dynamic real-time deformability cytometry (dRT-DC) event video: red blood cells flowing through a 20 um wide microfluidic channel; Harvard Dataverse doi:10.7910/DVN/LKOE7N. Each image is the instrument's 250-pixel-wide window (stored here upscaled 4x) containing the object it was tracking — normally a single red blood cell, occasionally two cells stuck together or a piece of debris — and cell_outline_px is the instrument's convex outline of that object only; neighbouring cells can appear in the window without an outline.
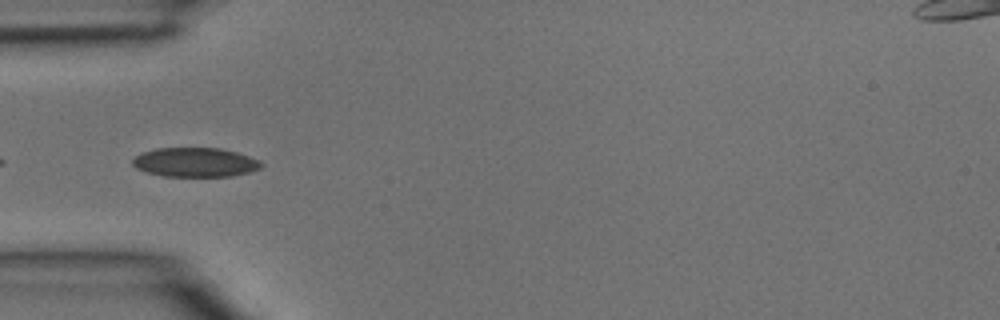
{"species": "common noctule bat (a hibernating species)", "species_latin": "Nyctalus noctula", "temperature_condition": "room temperature", "stored_images_in_passage": 2, "camera_frame_rate_fps": 3000, "um_per_image_px": 0.085, "animal": {"sex": "male", "body_mass_g": 15.6}, "frame": {"image": 1, "passage_image": 1, "time_ms": 0.0, "image_size_px": [1000, 320], "cell_outline_px": [[264, 164], [260, 168], [248, 172], [232, 176], [164, 176], [148, 172], [136, 168], [132, 164], [132, 160], [140, 152], [156, 148], [220, 148], [236, 152], [260, 160]], "centroid_in_image_um": [16.58, 13.79], "position_along_channel_um": 68.4, "area_um2": 21.91}}